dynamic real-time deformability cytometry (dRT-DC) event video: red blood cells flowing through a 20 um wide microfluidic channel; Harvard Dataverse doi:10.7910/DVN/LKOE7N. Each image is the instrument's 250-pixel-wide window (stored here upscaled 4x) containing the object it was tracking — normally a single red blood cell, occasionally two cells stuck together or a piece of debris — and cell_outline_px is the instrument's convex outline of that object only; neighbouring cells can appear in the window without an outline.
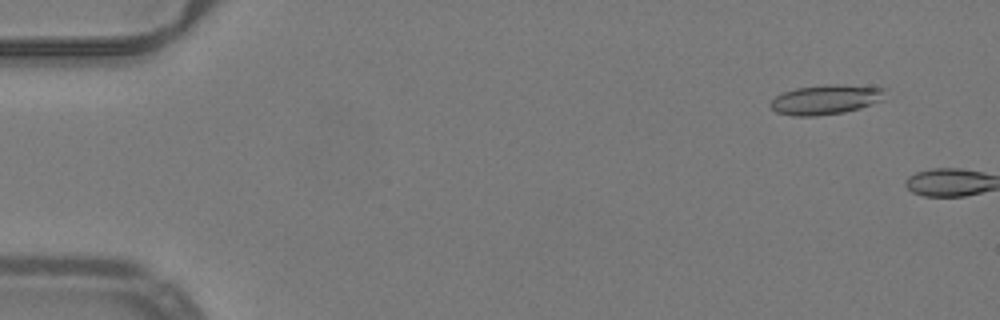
{"species": "common noctule bat (a hibernating species)", "species_latin": "Nyctalus noctula", "temperature_condition": "warm", "stored_images_in_passage": 6, "camera_frame_rate_fps": 3000, "um_per_image_px": 0.085, "animal": {"sex": "male", "body_mass_g": 19.2, "forearm_length_mm": 51.8}, "frame": {"image": 1, "passage_image": 4, "time_ms": 1.0, "image_size_px": [1000, 320], "cell_outline_px": [[888, 88], [884, 100], [860, 108], [844, 112], [816, 116], [792, 116], [776, 112], [768, 104], [776, 96], [784, 92], [796, 88], [824, 84], [836, 84]], "centroid_in_image_um": [70.22, 8.46], "position_along_channel_um": 14.8, "area_um2": 20.06}}